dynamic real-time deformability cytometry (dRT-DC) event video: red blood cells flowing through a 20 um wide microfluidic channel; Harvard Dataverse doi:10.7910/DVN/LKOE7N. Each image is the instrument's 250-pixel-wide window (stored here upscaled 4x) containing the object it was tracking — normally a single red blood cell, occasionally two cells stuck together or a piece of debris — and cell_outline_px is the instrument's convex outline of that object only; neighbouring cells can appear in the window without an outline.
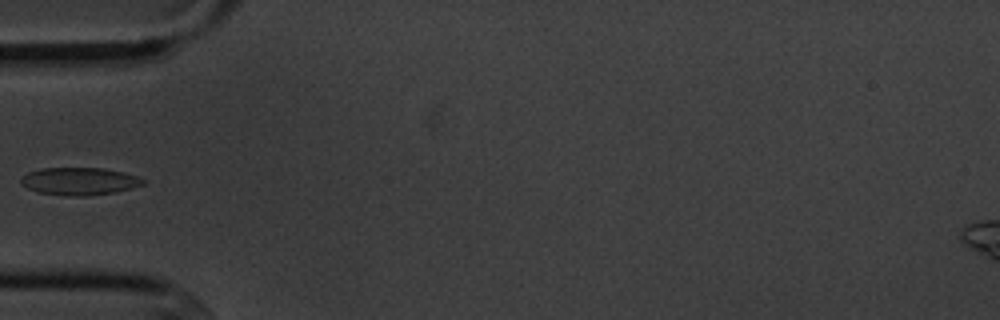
{"species": "common noctule bat (a hibernating species)", "species_latin": "Nyctalus noctula", "temperature_condition": "cold", "stored_images_in_passage": 5, "camera_frame_rate_fps": 3000, "um_per_image_px": 0.085, "animal": {"sex": "male", "body_mass_g": 20.1, "forearm_length_mm": 53.5}, "frame": {"image": 1, "passage_image": 5, "time_ms": 5.333, "image_size_px": [1000, 320], "cell_outline_px": [[144, 184], [132, 188], [116, 192], [88, 196], [68, 196], [36, 192], [20, 184], [20, 180], [28, 172], [40, 168], [104, 168], [124, 172], [136, 176], [144, 180]], "centroid_in_image_um": [6.73, 15.41], "position_along_channel_um": 78.3, "area_um2": 19.71}}